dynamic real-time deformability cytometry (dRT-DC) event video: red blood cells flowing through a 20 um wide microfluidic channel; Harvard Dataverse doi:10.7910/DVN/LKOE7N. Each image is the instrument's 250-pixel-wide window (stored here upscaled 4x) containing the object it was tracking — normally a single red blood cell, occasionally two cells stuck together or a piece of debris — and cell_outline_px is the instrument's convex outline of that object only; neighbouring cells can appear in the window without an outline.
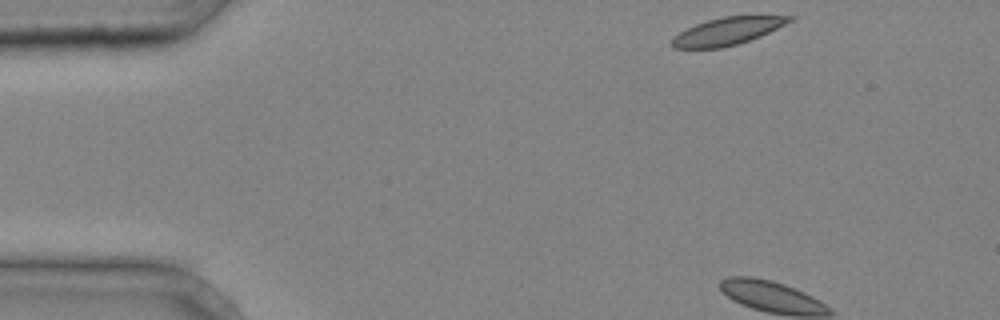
{"species": "common noctule bat (a hibernating species)", "species_latin": "Nyctalus noctula", "temperature_condition": "cold", "stored_images_in_passage": 2, "camera_frame_rate_fps": 3000, "um_per_image_px": 0.085, "animal": {"sex": "male", "body_mass_g": 20.4}, "frame": {"image": 1, "passage_image": 1, "time_ms": 0.0, "image_size_px": [1000, 320], "cell_outline_px": [[796, 16], [792, 20], [760, 36], [736, 44], [720, 48], [672, 48], [672, 40], [680, 32], [696, 24], [708, 20], [724, 16]], "centroid_in_image_um": [61.82, 2.65], "position_along_channel_um": 23.2, "area_um2": 18.26}}